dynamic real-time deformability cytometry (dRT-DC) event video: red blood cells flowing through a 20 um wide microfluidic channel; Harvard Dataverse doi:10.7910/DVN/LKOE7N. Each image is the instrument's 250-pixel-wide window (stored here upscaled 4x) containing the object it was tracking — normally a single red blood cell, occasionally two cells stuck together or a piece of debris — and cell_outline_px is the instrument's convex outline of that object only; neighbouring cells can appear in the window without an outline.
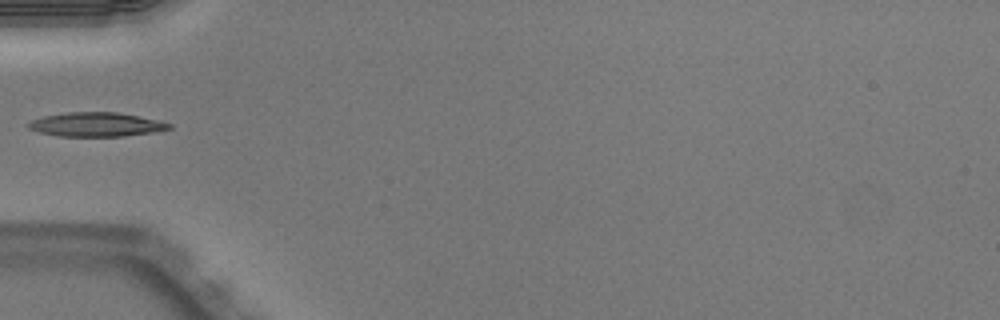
{"species": "Egyptian fruit bat (a non-hibernating species)", "species_latin": "Rousettus aegyptiacus", "temperature_condition": "warm", "stored_images_in_passage": 27, "camera_frame_rate_fps": 3000, "um_per_image_px": 0.085, "animal": {"sex": "male"}, "frame": {"image": 1, "passage_image": 1, "time_ms": 0.0, "image_size_px": [1000, 320], "cell_outline_px": [[172, 128], [152, 132], [124, 136], [60, 136], [40, 132], [28, 128], [24, 124], [32, 120], [44, 116], [68, 112], [116, 112], [160, 120], [172, 124]], "centroid_in_image_um": [8.17, 10.58], "position_along_channel_um": 76.8, "area_um2": 19.71}}
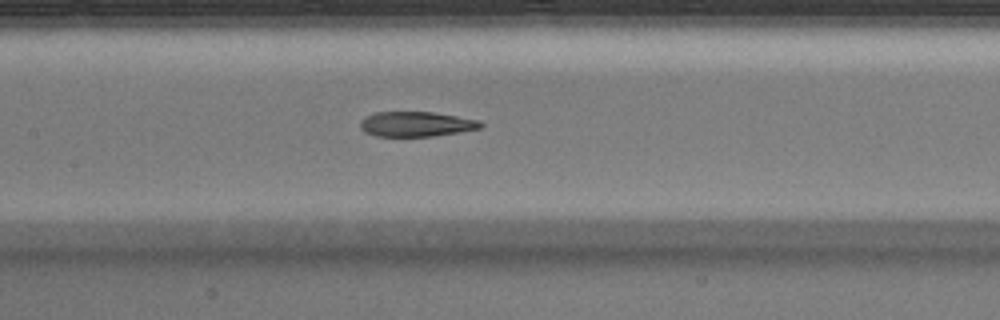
{"frame": {"image": 2, "passage_image": 8, "time_ms": 2.333, "image_size_px": [1000, 320], "cell_outline_px": [[484, 124], [480, 128], [460, 132], [432, 136], [376, 136], [364, 132], [360, 128], [360, 120], [364, 116], [376, 112], [432, 112], [480, 120]], "centroid_in_image_um": [35.35, 10.54], "position_along_channel_um": 172.1, "area_um2": 17.57}}
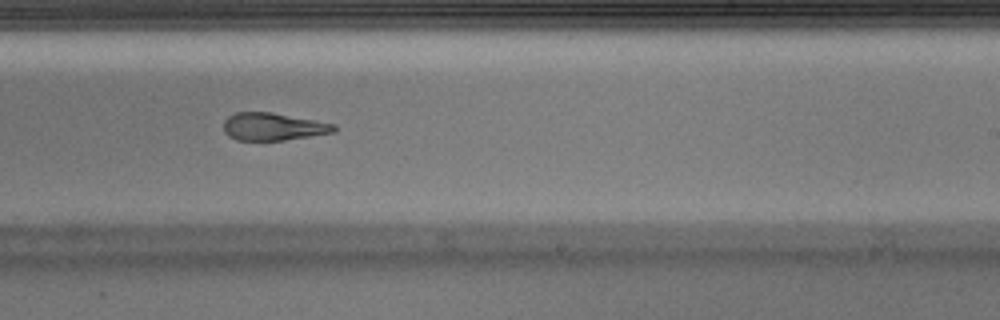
{"frame": {"image": 3, "passage_image": 15, "time_ms": 4.667, "image_size_px": [1000, 320], "cell_outline_px": [[336, 132], [284, 140], [236, 140], [228, 136], [224, 132], [224, 120], [228, 116], [236, 112], [272, 112], [336, 124]], "centroid_in_image_um": [23.21, 10.76], "position_along_channel_um": 265.8, "area_um2": 17.8}}